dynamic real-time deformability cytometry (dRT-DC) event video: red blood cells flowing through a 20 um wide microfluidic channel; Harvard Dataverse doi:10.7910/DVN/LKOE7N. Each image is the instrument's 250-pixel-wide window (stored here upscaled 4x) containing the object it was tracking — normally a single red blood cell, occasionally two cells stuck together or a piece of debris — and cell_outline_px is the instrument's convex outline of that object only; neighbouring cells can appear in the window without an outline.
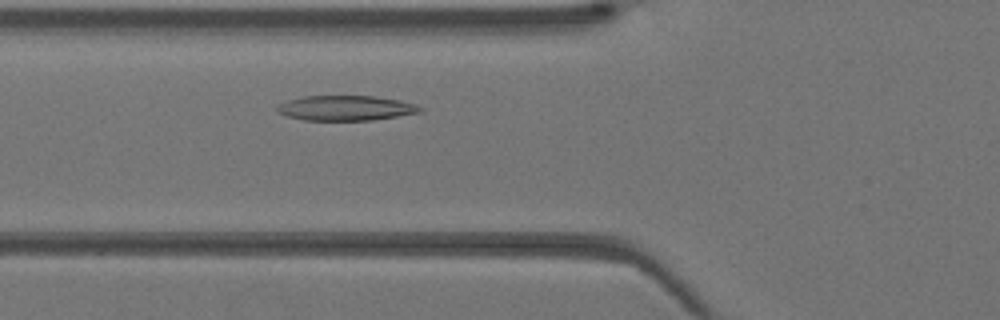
{"species": "Egyptian fruit bat (a non-hibernating species)", "species_latin": "Rousettus aegyptiacus", "temperature_condition": "warm", "stored_images_in_passage": 33, "camera_frame_rate_fps": 3000, "um_per_image_px": 0.085, "animal": {"sex": "female"}, "frame": {"image": 1, "passage_image": 7, "time_ms": 2.0, "image_size_px": [1000, 320], "cell_outline_px": [[424, 108], [420, 112], [372, 120], [304, 120], [288, 116], [276, 112], [276, 104], [288, 100], [304, 96], [372, 96], [400, 100], [416, 104]], "centroid_in_image_um": [29.36, 9.18], "position_along_channel_um": 96.4, "area_um2": 20.81}}
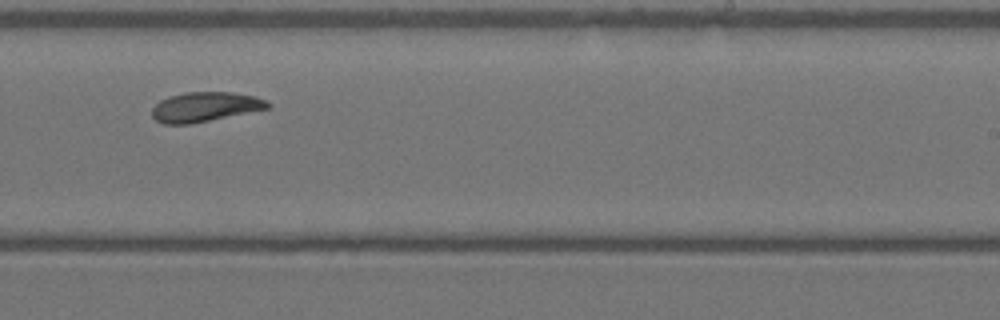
{"frame": {"image": 2, "passage_image": 18, "time_ms": 5.667, "image_size_px": [1000, 320], "cell_outline_px": [[272, 104], [268, 108], [192, 124], [164, 124], [156, 120], [152, 116], [152, 108], [160, 100], [168, 96], [184, 92], [232, 92], [256, 96], [268, 100]], "centroid_in_image_um": [17.43, 9.08], "position_along_channel_um": 271.6, "area_um2": 20.11}}
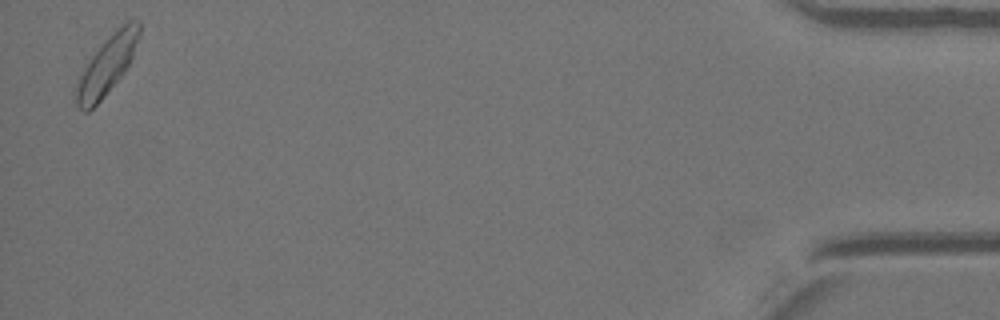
{"frame": {"image": 3, "passage_image": 33, "time_ms": 10.667, "image_size_px": [1000, 320], "cell_outline_px": [[140, 36], [132, 56], [124, 72], [104, 96], [88, 112], [80, 112], [76, 104], [76, 88], [80, 76], [88, 60], [104, 40], [108, 36], [128, 20], [140, 20]], "centroid_in_image_um": [9.09, 5.53], "position_along_channel_um": 426.1, "area_um2": 21.15}}